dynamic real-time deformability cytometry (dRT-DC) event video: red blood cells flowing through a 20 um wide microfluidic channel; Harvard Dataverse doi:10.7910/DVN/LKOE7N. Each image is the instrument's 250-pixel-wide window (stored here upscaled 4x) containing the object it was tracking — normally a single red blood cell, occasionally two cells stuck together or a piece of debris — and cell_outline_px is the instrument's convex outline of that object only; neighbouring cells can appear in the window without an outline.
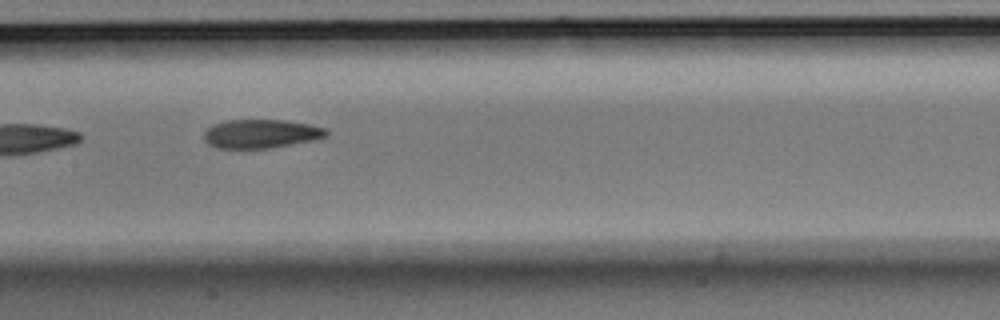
{"species": "Egyptian fruit bat (a non-hibernating species)", "species_latin": "Rousettus aegyptiacus", "temperature_condition": "room temperature", "stored_images_in_passage": 7, "camera_frame_rate_fps": 3000, "um_per_image_px": 0.085, "animal": {"sex": "male"}, "frame": {"image": 1, "passage_image": 6, "time_ms": 1.667, "image_size_px": [1000, 320], "cell_outline_px": [[328, 136], [316, 140], [268, 148], [216, 148], [208, 144], [204, 140], [204, 132], [212, 124], [228, 120], [284, 120], [312, 124], [328, 128]], "centroid_in_image_um": [22.23, 11.36], "position_along_channel_um": 185.2, "area_um2": 20.75}}